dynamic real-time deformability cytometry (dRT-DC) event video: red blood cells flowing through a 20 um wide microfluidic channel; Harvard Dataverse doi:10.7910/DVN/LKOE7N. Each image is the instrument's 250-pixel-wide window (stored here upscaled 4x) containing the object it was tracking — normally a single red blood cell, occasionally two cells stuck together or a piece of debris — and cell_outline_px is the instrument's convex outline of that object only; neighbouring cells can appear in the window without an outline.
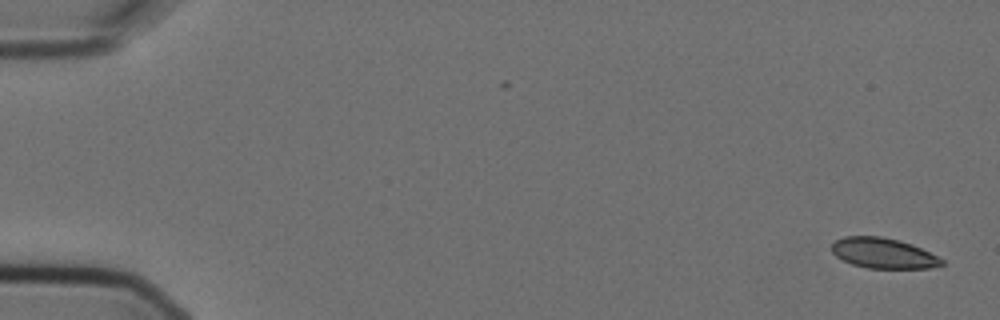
{"species": "Egyptian fruit bat (a non-hibernating species)", "species_latin": "Rousettus aegyptiacus", "temperature_condition": "cold", "stored_images_in_passage": 14, "camera_frame_rate_fps": 3000, "um_per_image_px": 0.085, "animal": {"sex": "female"}, "frame": {"image": 1, "passage_image": 1, "time_ms": 0.0, "image_size_px": [1000, 320], "cell_outline_px": [[944, 264], [928, 268], [868, 268], [852, 264], [836, 256], [832, 252], [832, 244], [836, 240], [844, 236], [880, 236], [900, 240], [912, 244], [944, 260]], "centroid_in_image_um": [75.06, 21.51], "position_along_channel_um": 9.9, "area_um2": 19.31}}
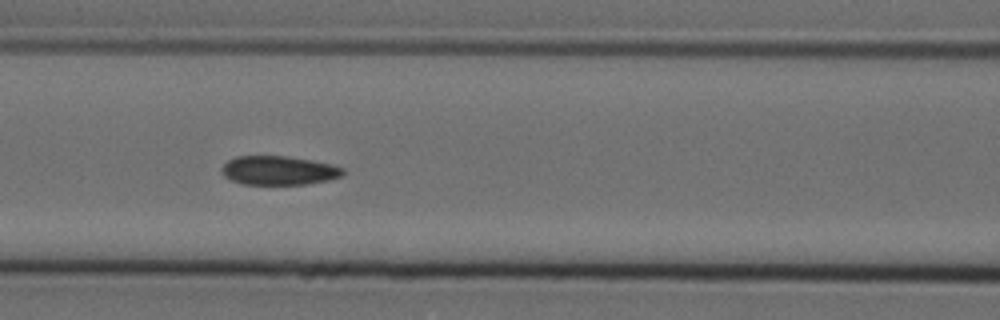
{"frame": {"image": 2, "passage_image": 7, "time_ms": 2.0, "image_size_px": [1000, 320], "cell_outline_px": [[344, 176], [328, 180], [308, 184], [240, 184], [224, 176], [220, 168], [228, 160], [236, 156], [288, 156], [312, 160], [332, 164], [344, 168]], "centroid_in_image_um": [23.71, 14.48], "position_along_channel_um": 142.9, "area_um2": 20.63}}
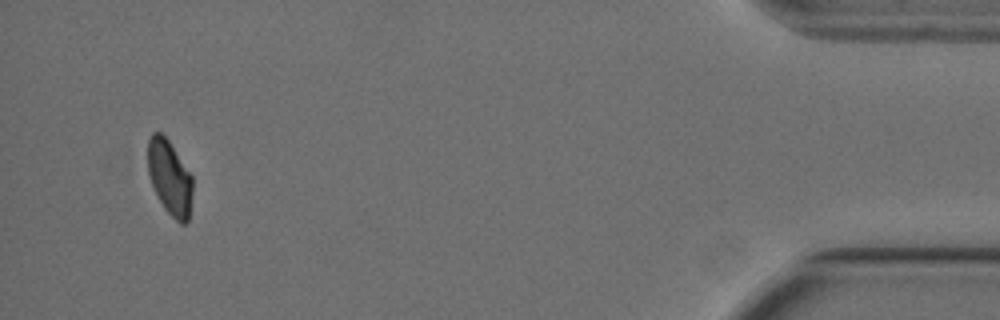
{"frame": {"image": 3, "passage_image": 14, "time_ms": 4.333, "image_size_px": [1000, 320], "cell_outline_px": [[192, 196], [188, 220], [184, 224], [180, 224], [164, 208], [148, 176], [148, 140], [152, 132], [160, 132], [168, 140], [192, 176]], "centroid_in_image_um": [14.42, 15.09], "position_along_channel_um": 420.8, "area_um2": 19.25}}